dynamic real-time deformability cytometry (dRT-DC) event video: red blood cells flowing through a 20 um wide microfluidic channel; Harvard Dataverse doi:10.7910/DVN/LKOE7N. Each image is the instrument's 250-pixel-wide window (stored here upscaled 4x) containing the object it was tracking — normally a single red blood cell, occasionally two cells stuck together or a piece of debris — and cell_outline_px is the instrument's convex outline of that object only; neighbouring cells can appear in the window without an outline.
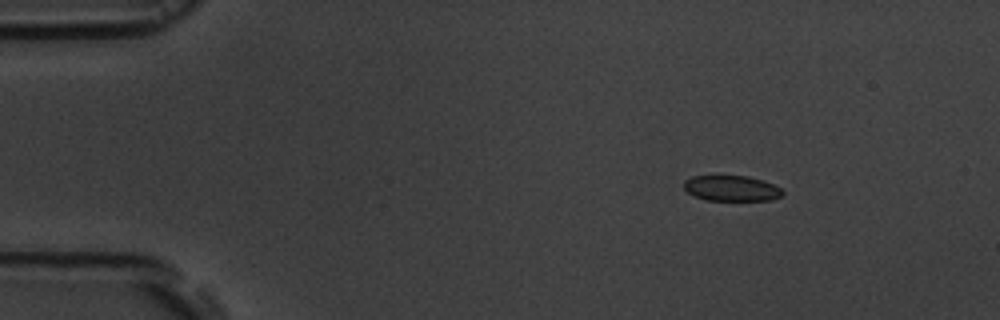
{"species": "common noctule bat (a hibernating species)", "species_latin": "Nyctalus noctula", "temperature_condition": "room temperature", "stored_images_in_passage": 9, "camera_frame_rate_fps": 3000, "um_per_image_px": 0.085, "animal": {"sex": "male", "body_mass_g": 19.5, "forearm_length_mm": 54.6}, "frame": {"image": 1, "passage_image": 1, "time_ms": 0.0, "image_size_px": [1000, 320], "cell_outline_px": [[784, 192], [780, 196], [772, 200], [708, 200], [696, 196], [688, 192], [684, 188], [684, 180], [692, 176], [748, 176], [764, 180], [780, 188]], "centroid_in_image_um": [62.19, 16.0], "position_along_channel_um": 22.8, "area_um2": 14.57}}
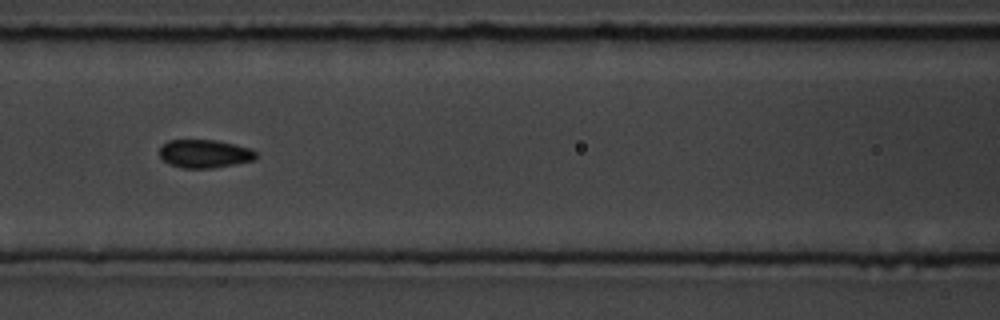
{"frame": {"image": 2, "passage_image": 6, "time_ms": 5.667, "image_size_px": [1000, 320], "cell_outline_px": [[256, 156], [252, 160], [236, 164], [212, 168], [180, 168], [168, 164], [160, 156], [160, 148], [168, 140], [216, 140], [252, 148], [256, 152]], "centroid_in_image_um": [17.39, 13.07], "position_along_channel_um": 149.2, "area_um2": 15.9}}
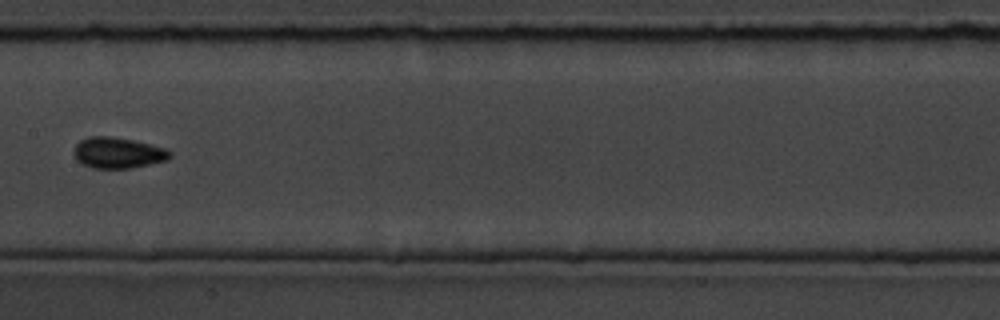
{"frame": {"image": 3, "passage_image": 7, "time_ms": 7.0, "image_size_px": [1000, 320], "cell_outline_px": [[172, 156], [168, 160], [132, 168], [92, 168], [76, 160], [72, 152], [76, 144], [80, 140], [88, 136], [108, 136], [132, 140], [164, 148], [172, 152]], "centroid_in_image_um": [10.0, 12.99], "position_along_channel_um": 197.4, "area_um2": 17.34}}